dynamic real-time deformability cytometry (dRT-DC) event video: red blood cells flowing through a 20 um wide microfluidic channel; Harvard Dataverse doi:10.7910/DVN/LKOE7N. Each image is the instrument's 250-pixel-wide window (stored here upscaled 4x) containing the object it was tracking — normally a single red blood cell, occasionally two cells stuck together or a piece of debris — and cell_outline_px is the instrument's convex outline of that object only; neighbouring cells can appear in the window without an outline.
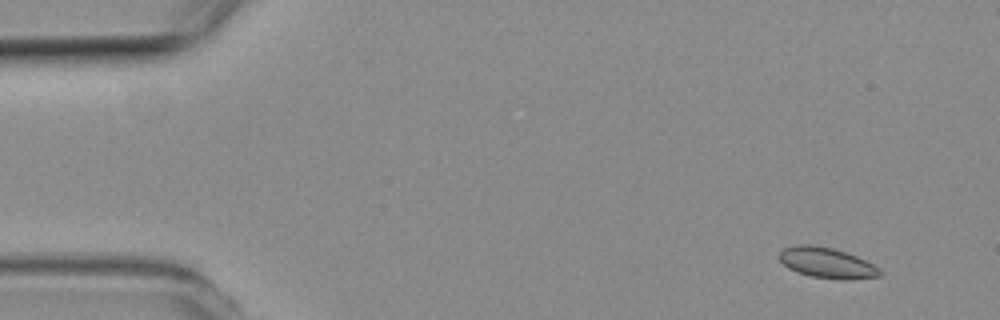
{"species": "common noctule bat (a hibernating species)", "species_latin": "Nyctalus noctula", "temperature_condition": "room temperature", "stored_images_in_passage": 4, "camera_frame_rate_fps": 3000, "um_per_image_px": 0.085, "animal": {"sex": "female", "body_mass_g": 19.3, "forearm_length_mm": 54.1}, "frame": {"image": 1, "passage_image": 2, "time_ms": 1.333, "image_size_px": [1000, 320], "cell_outline_px": [[880, 276], [844, 280], [836, 280], [812, 276], [796, 272], [788, 268], [776, 256], [784, 248], [796, 244], [812, 244], [832, 248], [856, 256], [880, 268]], "centroid_in_image_um": [70.23, 22.34], "position_along_channel_um": 14.8, "area_um2": 17.92}}
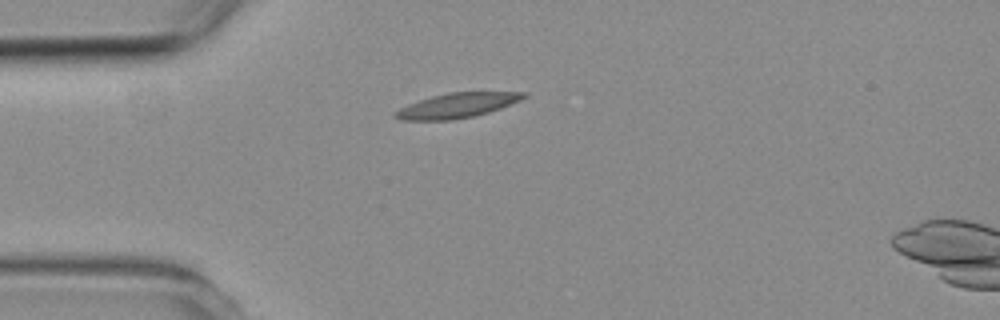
{"frame": {"image": 2, "passage_image": 4, "time_ms": 7.667, "image_size_px": [1000, 320], "cell_outline_px": [[528, 96], [520, 100], [500, 108], [488, 112], [472, 116], [452, 120], [400, 120], [392, 116], [400, 108], [408, 104], [432, 96], [448, 92], [528, 92]], "centroid_in_image_um": [38.85, 8.96], "position_along_channel_um": 46.2, "area_um2": 18.38}}